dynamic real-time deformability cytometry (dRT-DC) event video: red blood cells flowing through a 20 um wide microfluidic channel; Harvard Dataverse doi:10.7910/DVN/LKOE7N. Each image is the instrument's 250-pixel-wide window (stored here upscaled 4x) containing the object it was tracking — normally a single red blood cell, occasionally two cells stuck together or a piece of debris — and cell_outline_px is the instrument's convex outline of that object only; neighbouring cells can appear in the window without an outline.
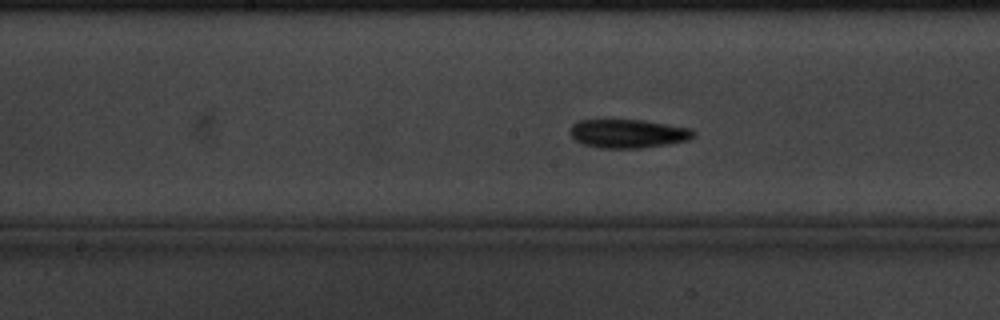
{"species": "common noctule bat (a hibernating species)", "species_latin": "Nyctalus noctula", "temperature_condition": "cold", "stored_images_in_passage": 62, "camera_frame_rate_fps": 3000, "um_per_image_px": 0.085, "animal": {"sex": "male", "body_mass_g": 20.1, "forearm_length_mm": 53.5}, "frame": {"image": 1, "passage_image": 30, "time_ms": 9.667, "image_size_px": [1000, 320], "cell_outline_px": [[696, 136], [688, 140], [668, 144], [640, 148], [600, 148], [584, 144], [576, 140], [568, 132], [572, 124], [580, 120], [644, 120], [692, 128], [696, 132]], "centroid_in_image_um": [53.42, 11.35], "position_along_channel_um": 194.8, "area_um2": 20.75}}
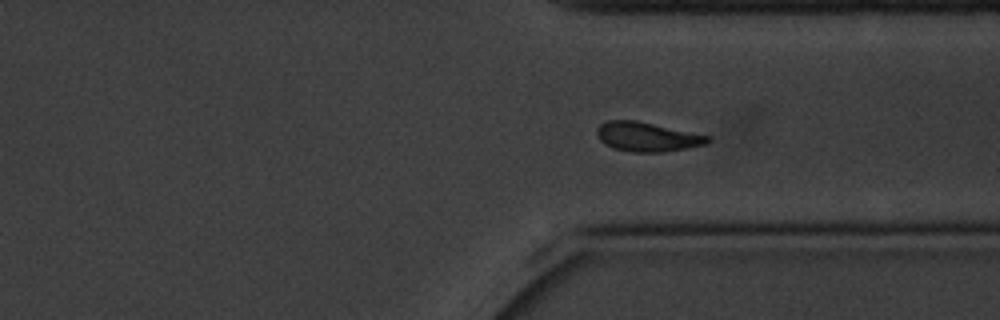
{"frame": {"image": 2, "passage_image": 45, "time_ms": 14.667, "image_size_px": [1000, 320], "cell_outline_px": [[712, 140], [708, 144], [664, 152], [632, 152], [616, 148], [604, 144], [596, 136], [596, 128], [600, 124], [608, 120], [636, 120], [712, 136]], "centroid_in_image_um": [55.03, 11.62], "position_along_channel_um": 356.4, "area_um2": 19.13}}
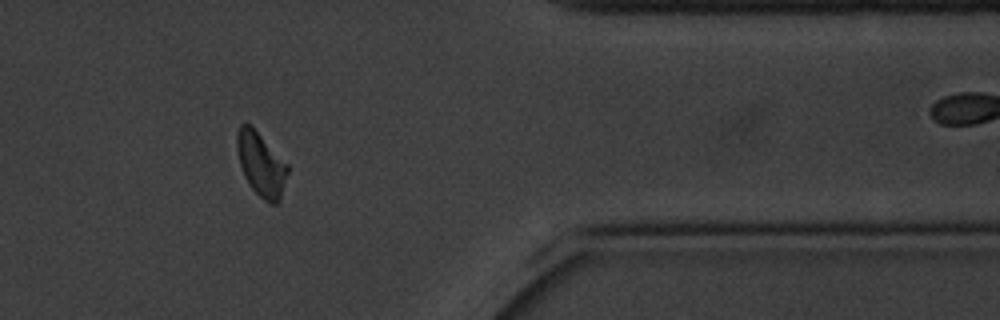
{"frame": {"image": 3, "passage_image": 50, "time_ms": 16.333, "image_size_px": [1000, 320], "cell_outline_px": [[288, 172], [280, 200], [276, 204], [268, 204], [248, 184], [244, 176], [240, 164], [236, 148], [236, 132], [240, 124], [248, 124], [288, 164]], "centroid_in_image_um": [22.18, 14.0], "position_along_channel_um": 389.2, "area_um2": 18.55}, "authors_computed_cell_mechanics": {"area_um2": 19.1607, "velocity_mm_per_s": 3.2317, "shape_relaxation_time_tau1_ms": 5.4783, "shape_relaxation_time_tau2_ms": null, "deformation_change_tau1": 0.1232, "deformation_change_tau2": null}}